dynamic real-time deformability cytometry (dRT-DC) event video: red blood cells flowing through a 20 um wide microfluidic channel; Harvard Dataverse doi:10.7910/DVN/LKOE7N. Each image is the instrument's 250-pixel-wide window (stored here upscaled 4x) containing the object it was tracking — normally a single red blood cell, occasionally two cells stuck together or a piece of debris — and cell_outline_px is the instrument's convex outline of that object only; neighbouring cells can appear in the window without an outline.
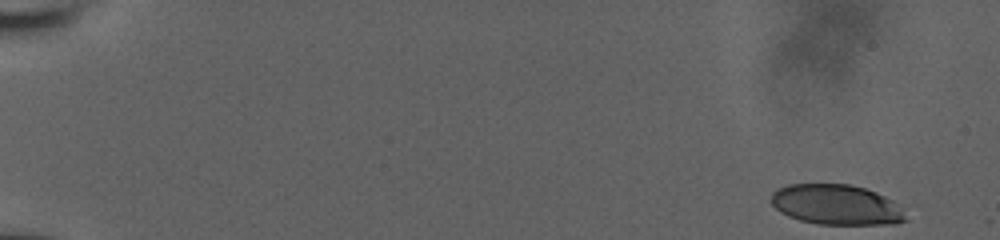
{"species": "human", "species_latin": "Homo sapiens", "temperature_condition": "room temperature", "stored_images_in_passage": 55, "camera_frame_rate_fps": 3000, "um_per_image_px": 0.085, "donor": {"sex": "male"}, "frame": {"image": 1, "passage_image": 1, "time_ms": 0.0, "image_size_px": [1000, 240], "cell_outline_px": [[908, 220], [896, 224], [816, 224], [800, 220], [788, 216], [780, 212], [772, 204], [772, 192], [788, 184], [852, 184], [876, 192], [892, 200]], "centroid_in_image_um": [71.07, 17.4], "position_along_channel_um": 13.9, "area_um2": 31.33}}
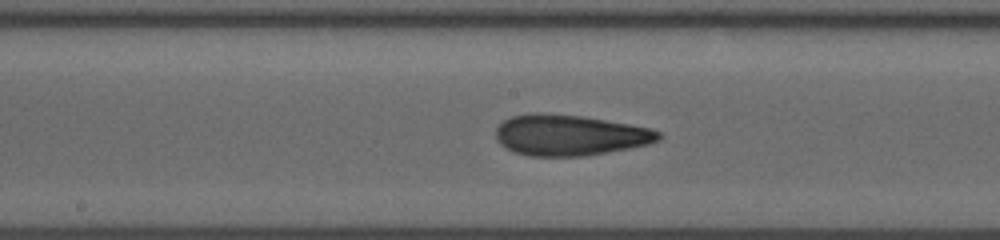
{"frame": {"image": 2, "passage_image": 30, "time_ms": 9.667, "image_size_px": [1000, 240], "cell_outline_px": [[664, 136], [660, 140], [648, 144], [628, 148], [584, 156], [528, 156], [504, 148], [496, 140], [496, 128], [504, 120], [512, 116], [532, 112], [540, 112], [580, 116], [652, 128], [660, 132]], "centroid_in_image_um": [48.41, 11.48], "position_along_channel_um": 199.8, "area_um2": 38.78}}
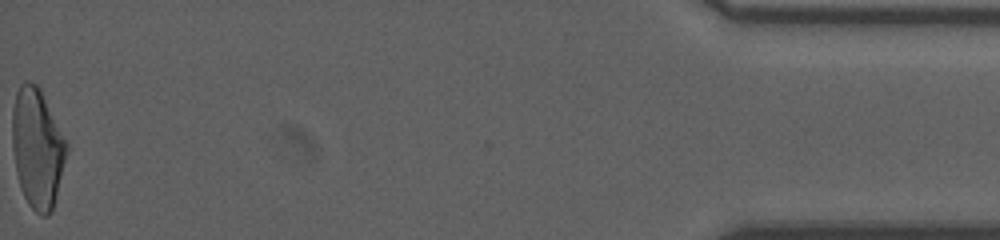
{"frame": {"image": 3, "passage_image": 55, "time_ms": 18.0, "image_size_px": [1000, 240], "cell_outline_px": [[68, 152], [52, 212], [48, 216], [40, 216], [28, 204], [20, 188], [16, 172], [12, 148], [12, 108], [16, 92], [20, 84], [24, 80], [28, 80], [36, 84], [40, 88], [68, 144]], "centroid_in_image_um": [3.17, 12.59], "position_along_channel_um": 432.0, "area_um2": 38.26}, "authors_computed_cell_mechanics": {"area_um2": 37.281, "velocity_mm_per_s": 3.8379, "shape_relaxation_time_tau1_ms": 6.0171, "shape_relaxation_time_tau2_ms": 1.9809, "deformation_change_tau1": 0.2173, "deformation_change_tau2": 0.1118}}